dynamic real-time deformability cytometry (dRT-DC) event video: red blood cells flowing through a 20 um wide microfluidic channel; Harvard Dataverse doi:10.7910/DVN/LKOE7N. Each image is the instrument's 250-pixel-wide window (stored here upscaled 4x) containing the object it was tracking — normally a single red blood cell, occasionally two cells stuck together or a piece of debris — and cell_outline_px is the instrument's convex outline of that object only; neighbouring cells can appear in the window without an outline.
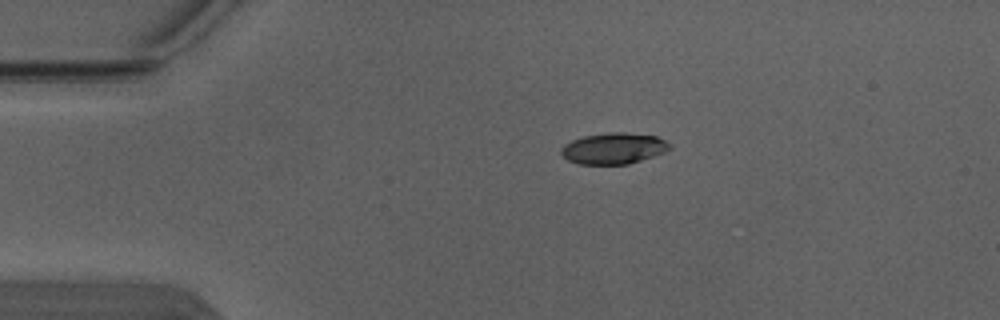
{"species": "Egyptian fruit bat (a non-hibernating species)", "species_latin": "Rousettus aegyptiacus", "temperature_condition": "warm", "stored_images_in_passage": 2, "camera_frame_rate_fps": 3000, "um_per_image_px": 0.085, "animal": {"sex": "male"}, "frame": {"image": 1, "passage_image": 1, "time_ms": 0.0, "image_size_px": [1000, 320], "cell_outline_px": [[672, 148], [664, 152], [628, 164], [580, 164], [568, 160], [560, 152], [560, 148], [564, 144], [572, 140], [584, 136], [612, 132], [624, 132], [656, 136], [672, 144]], "centroid_in_image_um": [52.16, 12.61], "position_along_channel_um": 32.8, "area_um2": 19.59}}